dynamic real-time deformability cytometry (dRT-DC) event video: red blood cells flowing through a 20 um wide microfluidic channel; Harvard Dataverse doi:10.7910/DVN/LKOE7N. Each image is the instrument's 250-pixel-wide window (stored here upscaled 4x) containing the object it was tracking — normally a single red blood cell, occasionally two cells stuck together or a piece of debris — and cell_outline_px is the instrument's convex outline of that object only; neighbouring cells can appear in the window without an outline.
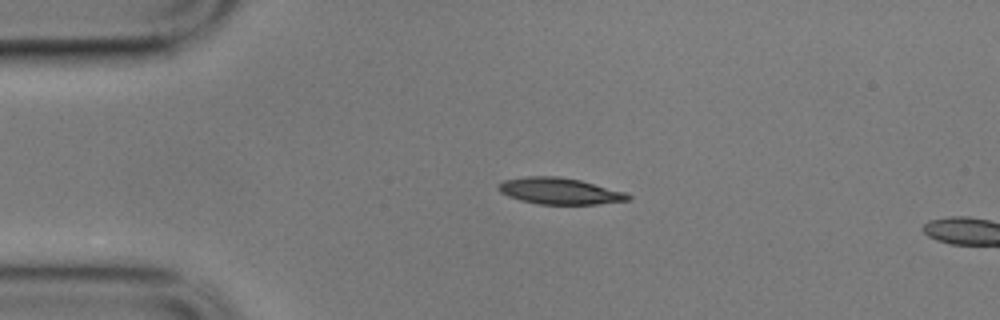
{"species": "common noctule bat (a hibernating species)", "species_latin": "Nyctalus noctula", "temperature_condition": "cold", "stored_images_in_passage": 2, "camera_frame_rate_fps": 3000, "um_per_image_px": 0.085, "animal": {"sex": "male", "body_mass_g": 17.9}, "frame": {"image": 1, "passage_image": 1, "time_ms": 0.0, "image_size_px": [1000, 320], "cell_outline_px": [[632, 200], [596, 204], [536, 204], [520, 200], [508, 196], [500, 192], [496, 188], [496, 184], [504, 180], [528, 176], [560, 176], [580, 180], [628, 192], [632, 196]], "centroid_in_image_um": [47.59, 16.24], "position_along_channel_um": 37.4, "area_um2": 20.29}}